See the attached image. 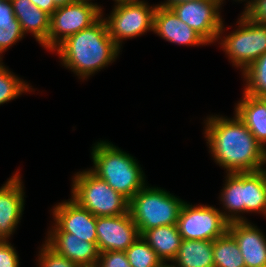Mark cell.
<instances>
[{
    "instance_id": "1",
    "label": "cell",
    "mask_w": 266,
    "mask_h": 267,
    "mask_svg": "<svg viewBox=\"0 0 266 267\" xmlns=\"http://www.w3.org/2000/svg\"><path fill=\"white\" fill-rule=\"evenodd\" d=\"M204 137L217 165L227 173L256 172L266 164V149L255 139L234 112L233 118L220 115L204 120Z\"/></svg>"
},
{
    "instance_id": "2",
    "label": "cell",
    "mask_w": 266,
    "mask_h": 267,
    "mask_svg": "<svg viewBox=\"0 0 266 267\" xmlns=\"http://www.w3.org/2000/svg\"><path fill=\"white\" fill-rule=\"evenodd\" d=\"M102 16L90 27L69 36L53 52H57L62 66L83 81L108 67L120 54V48L110 37Z\"/></svg>"
},
{
    "instance_id": "3",
    "label": "cell",
    "mask_w": 266,
    "mask_h": 267,
    "mask_svg": "<svg viewBox=\"0 0 266 267\" xmlns=\"http://www.w3.org/2000/svg\"><path fill=\"white\" fill-rule=\"evenodd\" d=\"M91 156L93 167L90 170L129 201L147 184L137 159L112 142H95Z\"/></svg>"
},
{
    "instance_id": "4",
    "label": "cell",
    "mask_w": 266,
    "mask_h": 267,
    "mask_svg": "<svg viewBox=\"0 0 266 267\" xmlns=\"http://www.w3.org/2000/svg\"><path fill=\"white\" fill-rule=\"evenodd\" d=\"M184 200L147 184L129 201V212L140 236L149 229L177 224Z\"/></svg>"
},
{
    "instance_id": "5",
    "label": "cell",
    "mask_w": 266,
    "mask_h": 267,
    "mask_svg": "<svg viewBox=\"0 0 266 267\" xmlns=\"http://www.w3.org/2000/svg\"><path fill=\"white\" fill-rule=\"evenodd\" d=\"M71 198L94 216H119L129 212V200L90 169L72 178Z\"/></svg>"
},
{
    "instance_id": "6",
    "label": "cell",
    "mask_w": 266,
    "mask_h": 267,
    "mask_svg": "<svg viewBox=\"0 0 266 267\" xmlns=\"http://www.w3.org/2000/svg\"><path fill=\"white\" fill-rule=\"evenodd\" d=\"M238 20L235 31L222 37L226 29L223 24L217 41H220L221 48L228 55L232 65L243 72L266 53V23L252 20L243 11Z\"/></svg>"
},
{
    "instance_id": "7",
    "label": "cell",
    "mask_w": 266,
    "mask_h": 267,
    "mask_svg": "<svg viewBox=\"0 0 266 267\" xmlns=\"http://www.w3.org/2000/svg\"><path fill=\"white\" fill-rule=\"evenodd\" d=\"M156 5L148 2L115 3L110 15L104 17L110 37L121 49L123 40L136 38L149 31L153 32Z\"/></svg>"
},
{
    "instance_id": "8",
    "label": "cell",
    "mask_w": 266,
    "mask_h": 267,
    "mask_svg": "<svg viewBox=\"0 0 266 267\" xmlns=\"http://www.w3.org/2000/svg\"><path fill=\"white\" fill-rule=\"evenodd\" d=\"M102 8L91 0H76L58 7L50 15L47 50H53L66 38L90 27L102 16Z\"/></svg>"
},
{
    "instance_id": "9",
    "label": "cell",
    "mask_w": 266,
    "mask_h": 267,
    "mask_svg": "<svg viewBox=\"0 0 266 267\" xmlns=\"http://www.w3.org/2000/svg\"><path fill=\"white\" fill-rule=\"evenodd\" d=\"M229 222L214 206L183 204L177 227L184 240L214 241L228 231Z\"/></svg>"
},
{
    "instance_id": "10",
    "label": "cell",
    "mask_w": 266,
    "mask_h": 267,
    "mask_svg": "<svg viewBox=\"0 0 266 267\" xmlns=\"http://www.w3.org/2000/svg\"><path fill=\"white\" fill-rule=\"evenodd\" d=\"M223 3V0H195L174 4L170 8L209 45L217 42L223 25L219 12Z\"/></svg>"
},
{
    "instance_id": "11",
    "label": "cell",
    "mask_w": 266,
    "mask_h": 267,
    "mask_svg": "<svg viewBox=\"0 0 266 267\" xmlns=\"http://www.w3.org/2000/svg\"><path fill=\"white\" fill-rule=\"evenodd\" d=\"M55 223L48 232H67L87 242H97L96 216L72 198L52 208Z\"/></svg>"
},
{
    "instance_id": "12",
    "label": "cell",
    "mask_w": 266,
    "mask_h": 267,
    "mask_svg": "<svg viewBox=\"0 0 266 267\" xmlns=\"http://www.w3.org/2000/svg\"><path fill=\"white\" fill-rule=\"evenodd\" d=\"M99 252H125L140 236L130 212L119 216L96 217Z\"/></svg>"
},
{
    "instance_id": "13",
    "label": "cell",
    "mask_w": 266,
    "mask_h": 267,
    "mask_svg": "<svg viewBox=\"0 0 266 267\" xmlns=\"http://www.w3.org/2000/svg\"><path fill=\"white\" fill-rule=\"evenodd\" d=\"M24 184L17 170L0 187V240H8L22 219L25 205Z\"/></svg>"
},
{
    "instance_id": "14",
    "label": "cell",
    "mask_w": 266,
    "mask_h": 267,
    "mask_svg": "<svg viewBox=\"0 0 266 267\" xmlns=\"http://www.w3.org/2000/svg\"><path fill=\"white\" fill-rule=\"evenodd\" d=\"M45 243L58 255L66 257L78 267H96L100 252L97 243L87 242L67 232H48Z\"/></svg>"
},
{
    "instance_id": "15",
    "label": "cell",
    "mask_w": 266,
    "mask_h": 267,
    "mask_svg": "<svg viewBox=\"0 0 266 267\" xmlns=\"http://www.w3.org/2000/svg\"><path fill=\"white\" fill-rule=\"evenodd\" d=\"M228 232L237 241L246 267H266V236L255 224L231 222Z\"/></svg>"
},
{
    "instance_id": "16",
    "label": "cell",
    "mask_w": 266,
    "mask_h": 267,
    "mask_svg": "<svg viewBox=\"0 0 266 267\" xmlns=\"http://www.w3.org/2000/svg\"><path fill=\"white\" fill-rule=\"evenodd\" d=\"M153 32L163 40L178 45L206 46L208 44L191 27L182 22L171 8L158 4L154 13Z\"/></svg>"
},
{
    "instance_id": "17",
    "label": "cell",
    "mask_w": 266,
    "mask_h": 267,
    "mask_svg": "<svg viewBox=\"0 0 266 267\" xmlns=\"http://www.w3.org/2000/svg\"><path fill=\"white\" fill-rule=\"evenodd\" d=\"M10 2L23 34H32L35 40L47 49L50 15L40 10L31 0H10Z\"/></svg>"
},
{
    "instance_id": "18",
    "label": "cell",
    "mask_w": 266,
    "mask_h": 267,
    "mask_svg": "<svg viewBox=\"0 0 266 267\" xmlns=\"http://www.w3.org/2000/svg\"><path fill=\"white\" fill-rule=\"evenodd\" d=\"M234 112L244 122L255 139L266 149V99L243 92Z\"/></svg>"
},
{
    "instance_id": "19",
    "label": "cell",
    "mask_w": 266,
    "mask_h": 267,
    "mask_svg": "<svg viewBox=\"0 0 266 267\" xmlns=\"http://www.w3.org/2000/svg\"><path fill=\"white\" fill-rule=\"evenodd\" d=\"M221 189L220 201L224 210H220L229 222L247 221L241 214L245 213V172L227 173L225 184Z\"/></svg>"
},
{
    "instance_id": "20",
    "label": "cell",
    "mask_w": 266,
    "mask_h": 267,
    "mask_svg": "<svg viewBox=\"0 0 266 267\" xmlns=\"http://www.w3.org/2000/svg\"><path fill=\"white\" fill-rule=\"evenodd\" d=\"M141 236L162 262H172L175 259L182 241L177 224L152 228Z\"/></svg>"
},
{
    "instance_id": "21",
    "label": "cell",
    "mask_w": 266,
    "mask_h": 267,
    "mask_svg": "<svg viewBox=\"0 0 266 267\" xmlns=\"http://www.w3.org/2000/svg\"><path fill=\"white\" fill-rule=\"evenodd\" d=\"M172 263L174 267H215L213 241L182 239Z\"/></svg>"
},
{
    "instance_id": "22",
    "label": "cell",
    "mask_w": 266,
    "mask_h": 267,
    "mask_svg": "<svg viewBox=\"0 0 266 267\" xmlns=\"http://www.w3.org/2000/svg\"><path fill=\"white\" fill-rule=\"evenodd\" d=\"M250 212L266 217V168L245 172V213Z\"/></svg>"
},
{
    "instance_id": "23",
    "label": "cell",
    "mask_w": 266,
    "mask_h": 267,
    "mask_svg": "<svg viewBox=\"0 0 266 267\" xmlns=\"http://www.w3.org/2000/svg\"><path fill=\"white\" fill-rule=\"evenodd\" d=\"M215 267H246L235 238L227 231L213 241Z\"/></svg>"
},
{
    "instance_id": "24",
    "label": "cell",
    "mask_w": 266,
    "mask_h": 267,
    "mask_svg": "<svg viewBox=\"0 0 266 267\" xmlns=\"http://www.w3.org/2000/svg\"><path fill=\"white\" fill-rule=\"evenodd\" d=\"M246 84L244 93L254 97H266V53L249 65L242 73Z\"/></svg>"
},
{
    "instance_id": "25",
    "label": "cell",
    "mask_w": 266,
    "mask_h": 267,
    "mask_svg": "<svg viewBox=\"0 0 266 267\" xmlns=\"http://www.w3.org/2000/svg\"><path fill=\"white\" fill-rule=\"evenodd\" d=\"M31 87L0 61V105L18 98L23 93L32 92Z\"/></svg>"
},
{
    "instance_id": "26",
    "label": "cell",
    "mask_w": 266,
    "mask_h": 267,
    "mask_svg": "<svg viewBox=\"0 0 266 267\" xmlns=\"http://www.w3.org/2000/svg\"><path fill=\"white\" fill-rule=\"evenodd\" d=\"M125 252L131 267H157L162 262L142 236Z\"/></svg>"
},
{
    "instance_id": "27",
    "label": "cell",
    "mask_w": 266,
    "mask_h": 267,
    "mask_svg": "<svg viewBox=\"0 0 266 267\" xmlns=\"http://www.w3.org/2000/svg\"><path fill=\"white\" fill-rule=\"evenodd\" d=\"M25 35L21 29L19 21H3L0 22V61L2 60V54L12 45H16L18 41H21Z\"/></svg>"
},
{
    "instance_id": "28",
    "label": "cell",
    "mask_w": 266,
    "mask_h": 267,
    "mask_svg": "<svg viewBox=\"0 0 266 267\" xmlns=\"http://www.w3.org/2000/svg\"><path fill=\"white\" fill-rule=\"evenodd\" d=\"M39 249L37 267H78L74 262L68 260L66 257L58 255L45 242Z\"/></svg>"
},
{
    "instance_id": "29",
    "label": "cell",
    "mask_w": 266,
    "mask_h": 267,
    "mask_svg": "<svg viewBox=\"0 0 266 267\" xmlns=\"http://www.w3.org/2000/svg\"><path fill=\"white\" fill-rule=\"evenodd\" d=\"M96 267H131L126 252L105 251L100 252Z\"/></svg>"
},
{
    "instance_id": "30",
    "label": "cell",
    "mask_w": 266,
    "mask_h": 267,
    "mask_svg": "<svg viewBox=\"0 0 266 267\" xmlns=\"http://www.w3.org/2000/svg\"><path fill=\"white\" fill-rule=\"evenodd\" d=\"M0 267H20L17 250L9 240H0Z\"/></svg>"
},
{
    "instance_id": "31",
    "label": "cell",
    "mask_w": 266,
    "mask_h": 267,
    "mask_svg": "<svg viewBox=\"0 0 266 267\" xmlns=\"http://www.w3.org/2000/svg\"><path fill=\"white\" fill-rule=\"evenodd\" d=\"M243 12L252 20L266 23V0H249Z\"/></svg>"
},
{
    "instance_id": "32",
    "label": "cell",
    "mask_w": 266,
    "mask_h": 267,
    "mask_svg": "<svg viewBox=\"0 0 266 267\" xmlns=\"http://www.w3.org/2000/svg\"><path fill=\"white\" fill-rule=\"evenodd\" d=\"M16 19L10 0H0V22Z\"/></svg>"
},
{
    "instance_id": "33",
    "label": "cell",
    "mask_w": 266,
    "mask_h": 267,
    "mask_svg": "<svg viewBox=\"0 0 266 267\" xmlns=\"http://www.w3.org/2000/svg\"><path fill=\"white\" fill-rule=\"evenodd\" d=\"M31 2L49 15L57 9L54 2H49V0H31Z\"/></svg>"
},
{
    "instance_id": "34",
    "label": "cell",
    "mask_w": 266,
    "mask_h": 267,
    "mask_svg": "<svg viewBox=\"0 0 266 267\" xmlns=\"http://www.w3.org/2000/svg\"><path fill=\"white\" fill-rule=\"evenodd\" d=\"M187 1H195V0H166L164 2H161L158 5L165 6V7H171L174 4L182 3V2H187Z\"/></svg>"
},
{
    "instance_id": "35",
    "label": "cell",
    "mask_w": 266,
    "mask_h": 267,
    "mask_svg": "<svg viewBox=\"0 0 266 267\" xmlns=\"http://www.w3.org/2000/svg\"><path fill=\"white\" fill-rule=\"evenodd\" d=\"M76 0H49V2H54L55 6L58 7H62L65 6L67 4H71L74 3Z\"/></svg>"
},
{
    "instance_id": "36",
    "label": "cell",
    "mask_w": 266,
    "mask_h": 267,
    "mask_svg": "<svg viewBox=\"0 0 266 267\" xmlns=\"http://www.w3.org/2000/svg\"><path fill=\"white\" fill-rule=\"evenodd\" d=\"M169 262H161L157 267H174V265L169 263Z\"/></svg>"
},
{
    "instance_id": "37",
    "label": "cell",
    "mask_w": 266,
    "mask_h": 267,
    "mask_svg": "<svg viewBox=\"0 0 266 267\" xmlns=\"http://www.w3.org/2000/svg\"><path fill=\"white\" fill-rule=\"evenodd\" d=\"M115 3H121V2H140L144 0H113Z\"/></svg>"
},
{
    "instance_id": "38",
    "label": "cell",
    "mask_w": 266,
    "mask_h": 267,
    "mask_svg": "<svg viewBox=\"0 0 266 267\" xmlns=\"http://www.w3.org/2000/svg\"><path fill=\"white\" fill-rule=\"evenodd\" d=\"M223 1H224V0H223ZM234 1H238V2H240V1H242V2L245 1V2L247 3L249 0H247V1H246V0H234Z\"/></svg>"
}]
</instances>
